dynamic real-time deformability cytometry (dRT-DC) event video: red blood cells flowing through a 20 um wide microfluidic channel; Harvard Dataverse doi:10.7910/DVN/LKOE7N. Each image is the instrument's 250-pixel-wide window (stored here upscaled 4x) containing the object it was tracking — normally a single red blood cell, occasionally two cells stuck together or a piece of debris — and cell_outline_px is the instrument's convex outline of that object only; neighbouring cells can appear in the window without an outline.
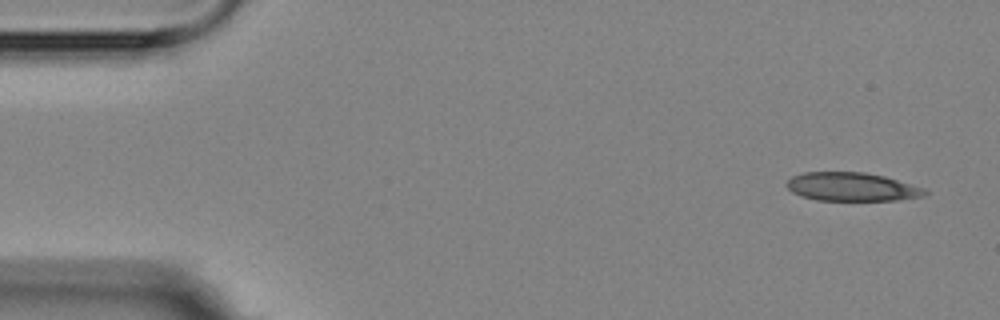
{"species": "Egyptian fruit bat (a non-hibernating species)", "species_latin": "Rousettus aegyptiacus", "temperature_condition": "room temperature", "stored_images_in_passage": 5, "camera_frame_rate_fps": 3000, "um_per_image_px": 0.085, "animal": {"sex": "female"}, "frame": {"image": 1, "passage_image": 1, "time_ms": 0.0, "image_size_px": [1000, 320], "cell_outline_px": [[928, 192], [924, 196], [896, 200], [816, 200], [800, 196], [792, 192], [788, 188], [788, 180], [792, 176], [804, 172], [864, 172], [884, 176], [924, 188]], "centroid_in_image_um": [72.39, 15.88], "position_along_channel_um": 12.6, "area_um2": 22.83}}
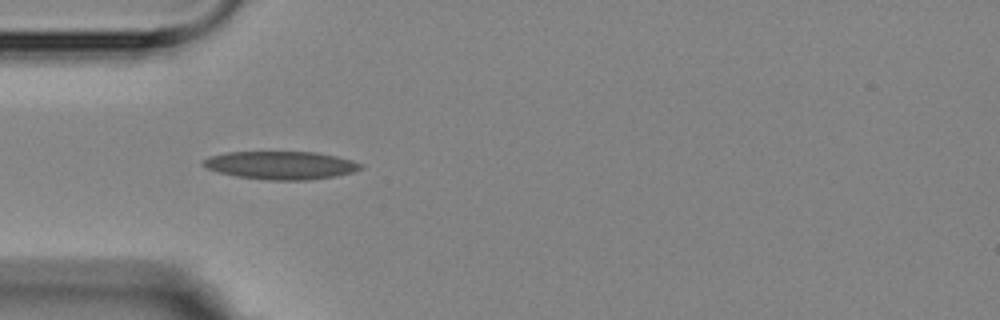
{"frame": {"image": 2, "passage_image": 4, "time_ms": 4.333, "image_size_px": [1000, 320], "cell_outline_px": [[364, 168], [352, 172], [336, 176], [308, 180], [268, 180], [236, 176], [220, 172], [208, 168], [200, 164], [204, 160], [212, 156], [228, 152], [316, 152], [336, 156], [352, 160], [364, 164]], "centroid_in_image_um": [23.94, 14.05], "position_along_channel_um": 61.1, "area_um2": 25.66}}
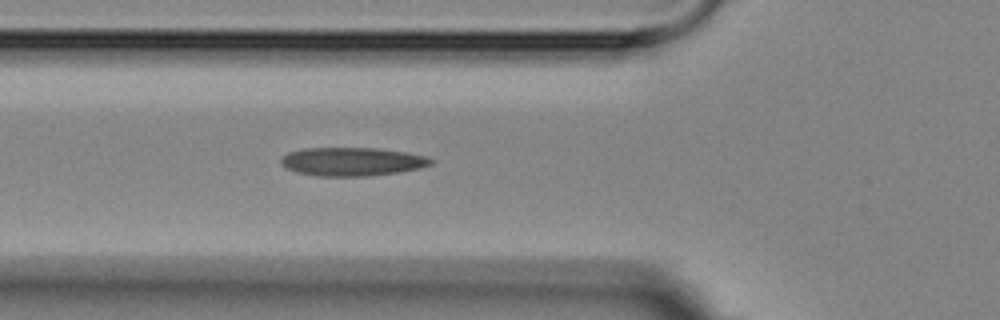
{"frame": {"image": 3, "passage_image": 5, "time_ms": 5.333, "image_size_px": [1000, 320], "cell_outline_px": [[432, 164], [420, 168], [400, 172], [368, 176], [320, 176], [296, 172], [284, 168], [280, 164], [280, 160], [288, 152], [304, 148], [380, 148], [404, 152], [424, 156], [432, 160]], "centroid_in_image_um": [29.89, 13.74], "position_along_channel_um": 95.9, "area_um2": 24.91}}